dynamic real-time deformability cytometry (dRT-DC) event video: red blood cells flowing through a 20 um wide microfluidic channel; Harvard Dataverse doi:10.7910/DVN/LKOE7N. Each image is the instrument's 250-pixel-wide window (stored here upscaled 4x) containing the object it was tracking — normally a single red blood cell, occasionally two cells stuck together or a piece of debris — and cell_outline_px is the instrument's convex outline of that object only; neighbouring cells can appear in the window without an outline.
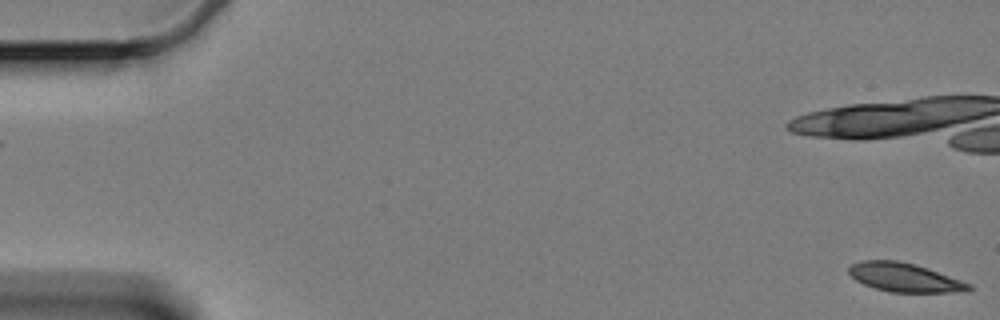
{"species": "Egyptian fruit bat (a non-hibernating species)", "species_latin": "Rousettus aegyptiacus", "temperature_condition": "cold", "stored_images_in_passage": 61, "camera_frame_rate_fps": 3000, "um_per_image_px": 0.085, "animal": {"sex": "female"}, "frame": {"image": 1, "passage_image": 1, "time_ms": 0.0, "image_size_px": [1000, 320], "cell_outline_px": [[972, 288], [964, 292], [888, 292], [864, 284], [856, 280], [848, 272], [848, 268], [852, 264], [860, 260], [896, 260], [916, 264], [928, 268], [972, 284]], "centroid_in_image_um": [76.89, 23.58], "position_along_channel_um": 8.1, "area_um2": 20.17}, "authors_computed_cell_mechanics": {"area_um2": 21.2126, "velocity_mm_per_s": 3.3309, "shape_relaxation_time_tau1_ms": 8.5279, "shape_relaxation_time_tau2_ms": 2.9094, "deformation_change_tau1": 0.1706, "deformation_change_tau2": 0.09}}